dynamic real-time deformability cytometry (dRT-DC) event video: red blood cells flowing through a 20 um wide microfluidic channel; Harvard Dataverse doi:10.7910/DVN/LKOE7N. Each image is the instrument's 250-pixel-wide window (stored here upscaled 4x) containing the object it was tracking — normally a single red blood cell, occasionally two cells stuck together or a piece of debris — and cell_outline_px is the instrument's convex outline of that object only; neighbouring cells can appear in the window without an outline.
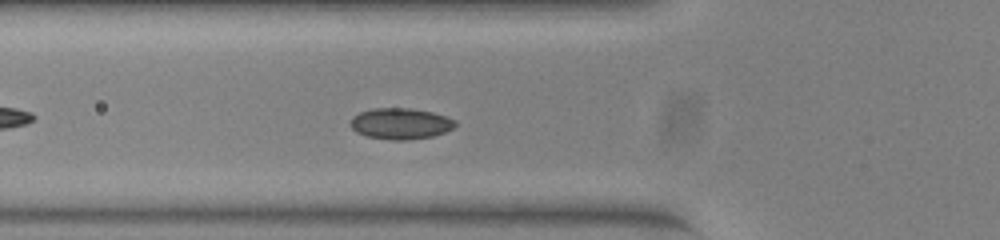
{"species": "common noctule bat (a hibernating species)", "species_latin": "Nyctalus noctula", "temperature_condition": "warm", "stored_images_in_passage": 51, "segment_of_instrument_passage": [1, 2], "camera_frame_rate_fps": 3000, "um_per_image_px": 0.085, "animal": {"sex": "female", "body_mass_g": 23.0, "forearm_length_mm": 53.4}, "frame": {"image": 1, "passage_image": 16, "time_ms": 5.0, "image_size_px": [1000, 240], "cell_outline_px": [[456, 124], [452, 128], [444, 132], [432, 136], [408, 140], [392, 140], [368, 136], [356, 132], [348, 124], [352, 116], [360, 112], [376, 108], [408, 108], [432, 112], [456, 120]], "centroid_in_image_um": [34.01, 10.5], "position_along_channel_um": 91.8, "area_um2": 18.9}}
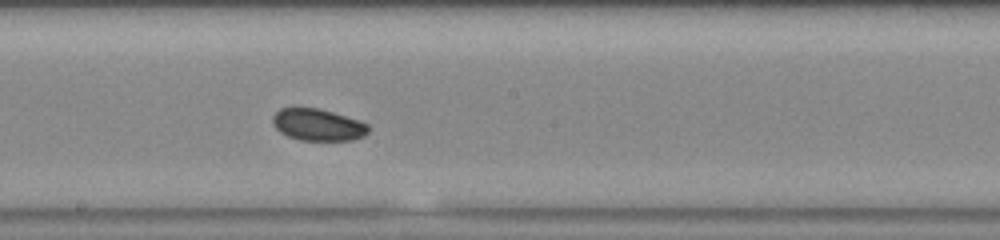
{"frame": {"image": 2, "passage_image": 26, "time_ms": 8.333, "image_size_px": [1000, 240], "cell_outline_px": [[368, 132], [364, 136], [352, 140], [300, 140], [288, 136], [280, 132], [276, 128], [272, 120], [272, 116], [280, 108], [320, 108], [368, 124]], "centroid_in_image_um": [27.0, 10.61], "position_along_channel_um": 221.2, "area_um2": 17.57}}
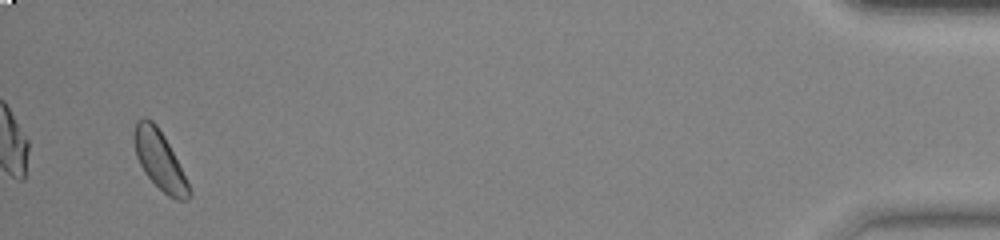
{"frame": {"image": 3, "passage_image": 48, "time_ms": 15.667, "image_size_px": [1000, 240], "cell_outline_px": [[192, 196], [188, 200], [176, 200], [168, 196], [144, 172], [136, 156], [132, 136], [132, 132], [136, 120], [144, 116], [152, 120], [156, 124], [164, 136], [192, 192]], "centroid_in_image_um": [13.52, 13.58], "position_along_channel_um": 421.7, "area_um2": 18.61}}